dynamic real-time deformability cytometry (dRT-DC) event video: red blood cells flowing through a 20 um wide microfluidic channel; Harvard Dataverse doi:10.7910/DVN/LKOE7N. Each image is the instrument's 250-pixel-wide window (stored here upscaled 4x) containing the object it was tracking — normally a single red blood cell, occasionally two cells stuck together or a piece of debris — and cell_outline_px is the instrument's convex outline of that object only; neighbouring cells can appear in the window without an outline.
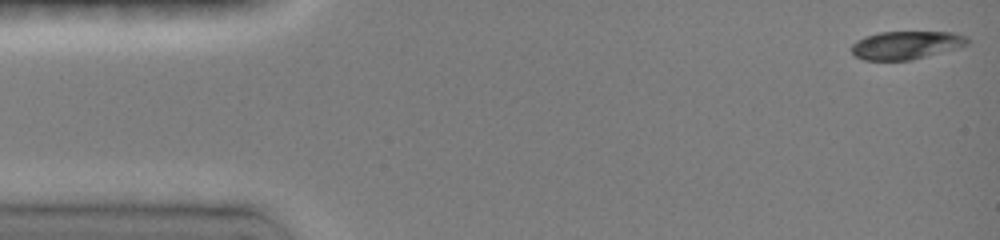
{"species": "common noctule bat (a hibernating species)", "species_latin": "Nyctalus noctula", "temperature_condition": "room temperature", "stored_images_in_passage": 43, "camera_frame_rate_fps": 3000, "um_per_image_px": 0.085, "animal": {"sex": "female", "body_mass_g": 19.0, "forearm_length_mm": 51.5}, "frame": {"image": 1, "passage_image": 1, "time_ms": 0.0, "image_size_px": [1000, 240], "cell_outline_px": [[968, 44], [956, 48], [912, 60], [864, 60], [852, 56], [852, 44], [856, 40], [864, 36], [880, 32], [956, 32], [968, 36]], "centroid_in_image_um": [76.99, 3.83], "position_along_channel_um": 8.0, "area_um2": 19.13}}
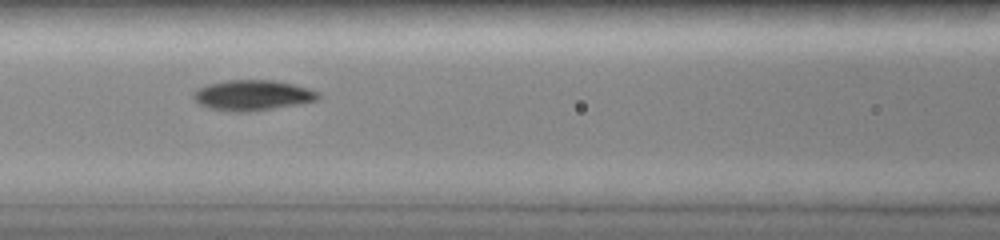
{"frame": {"image": 2, "passage_image": 20, "time_ms": 6.333, "image_size_px": [1000, 240], "cell_outline_px": [[320, 96], [316, 100], [300, 104], [248, 112], [232, 112], [208, 108], [200, 104], [192, 96], [192, 92], [208, 84], [228, 80], [272, 80], [292, 84], [308, 88], [316, 92]], "centroid_in_image_um": [21.43, 8.1], "position_along_channel_um": 145.2, "area_um2": 21.96}}
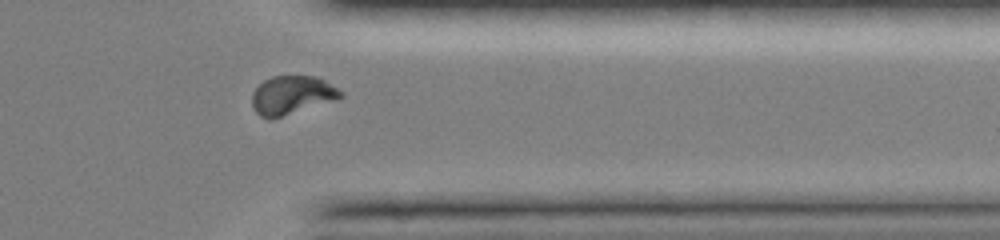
{"frame": {"image": 3, "passage_image": 38, "time_ms": 12.333, "image_size_px": [1000, 240], "cell_outline_px": [[344, 96], [268, 120], [260, 116], [256, 112], [252, 104], [252, 92], [264, 80], [272, 76], [316, 76], [324, 80], [344, 92]], "centroid_in_image_um": [24.77, 8.07], "position_along_channel_um": 386.6, "area_um2": 19.48}}